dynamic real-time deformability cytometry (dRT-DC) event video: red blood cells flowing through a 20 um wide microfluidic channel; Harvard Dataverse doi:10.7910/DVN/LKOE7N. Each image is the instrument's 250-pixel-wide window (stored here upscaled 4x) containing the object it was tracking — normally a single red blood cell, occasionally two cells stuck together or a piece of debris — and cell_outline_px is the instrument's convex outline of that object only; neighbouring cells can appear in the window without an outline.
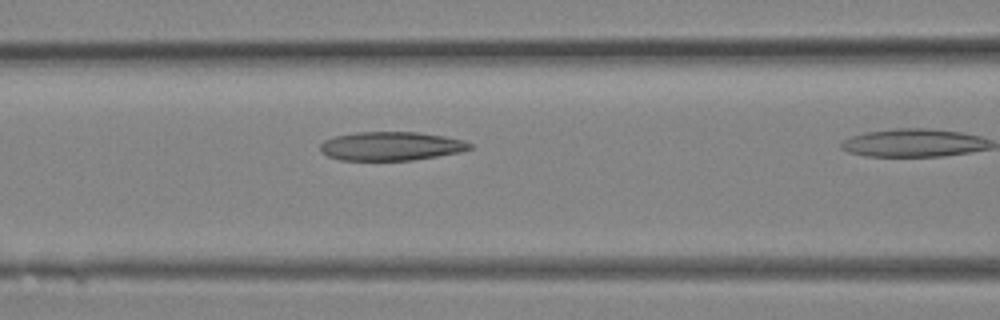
{"species": "Egyptian fruit bat (a non-hibernating species)", "species_latin": "Rousettus aegyptiacus", "temperature_condition": "room temperature", "stored_images_in_passage": 6, "camera_frame_rate_fps": 3000, "um_per_image_px": 0.085, "animal": {"sex": "female"}, "frame": {"image": 1, "passage_image": 5, "time_ms": 1.333, "image_size_px": [1000, 320], "cell_outline_px": [[472, 148], [460, 152], [412, 160], [340, 160], [328, 156], [320, 148], [320, 144], [324, 140], [336, 136], [356, 132], [416, 132], [444, 136], [464, 140], [472, 144]], "centroid_in_image_um": [33.25, 12.42], "position_along_channel_um": 133.3, "area_um2": 24.91}}